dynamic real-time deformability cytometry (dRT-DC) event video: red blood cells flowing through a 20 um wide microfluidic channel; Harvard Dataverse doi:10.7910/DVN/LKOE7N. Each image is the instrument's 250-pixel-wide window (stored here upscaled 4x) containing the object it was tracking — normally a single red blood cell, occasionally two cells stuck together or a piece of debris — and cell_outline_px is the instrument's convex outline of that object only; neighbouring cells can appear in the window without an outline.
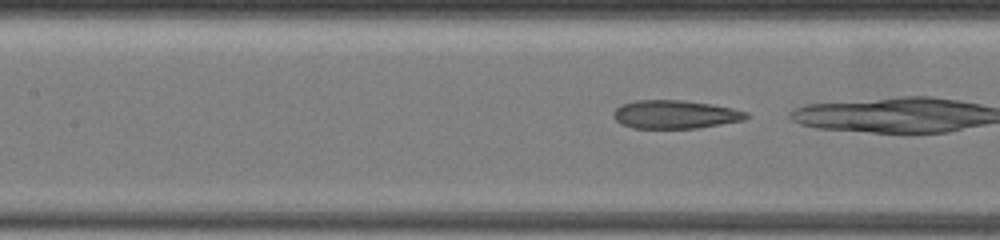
{"species": "common noctule bat (a hibernating species)", "species_latin": "Nyctalus noctula", "temperature_condition": "warm", "stored_images_in_passage": 23, "camera_frame_rate_fps": 3000, "um_per_image_px": 0.085, "animal": {"sex": "female", "body_mass_g": 19.5, "forearm_length_mm": 54.1}, "frame": {"image": 1, "passage_image": 20, "time_ms": 8.667, "image_size_px": [1000, 240], "cell_outline_px": [[748, 116], [744, 120], [696, 128], [632, 128], [620, 124], [612, 116], [612, 112], [616, 108], [624, 104], [636, 100], [684, 100], [712, 104], [732, 108], [748, 112]], "centroid_in_image_um": [57.36, 9.72], "position_along_channel_um": 150.0, "area_um2": 21.96}}